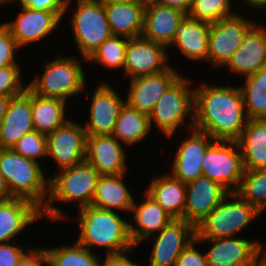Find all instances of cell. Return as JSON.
I'll return each instance as SVG.
<instances>
[{
	"label": "cell",
	"instance_id": "cell-1",
	"mask_svg": "<svg viewBox=\"0 0 266 266\" xmlns=\"http://www.w3.org/2000/svg\"><path fill=\"white\" fill-rule=\"evenodd\" d=\"M240 87L203 84L195 90L194 115L189 129L209 134L214 140L237 141L248 117Z\"/></svg>",
	"mask_w": 266,
	"mask_h": 266
},
{
	"label": "cell",
	"instance_id": "cell-2",
	"mask_svg": "<svg viewBox=\"0 0 266 266\" xmlns=\"http://www.w3.org/2000/svg\"><path fill=\"white\" fill-rule=\"evenodd\" d=\"M80 235L77 243L87 249L91 246L108 249L107 254L120 253L134 248L129 235V222L113 210L94 206L79 209Z\"/></svg>",
	"mask_w": 266,
	"mask_h": 266
},
{
	"label": "cell",
	"instance_id": "cell-3",
	"mask_svg": "<svg viewBox=\"0 0 266 266\" xmlns=\"http://www.w3.org/2000/svg\"><path fill=\"white\" fill-rule=\"evenodd\" d=\"M98 171L86 160L70 168L60 170L59 175L49 179V196L46 205L41 210L53 220L64 219L66 216L57 207L51 205L53 201H78V209L90 206L94 197Z\"/></svg>",
	"mask_w": 266,
	"mask_h": 266
},
{
	"label": "cell",
	"instance_id": "cell-4",
	"mask_svg": "<svg viewBox=\"0 0 266 266\" xmlns=\"http://www.w3.org/2000/svg\"><path fill=\"white\" fill-rule=\"evenodd\" d=\"M0 172L13 197L32 201L41 210L44 208L50 178H45L39 162L21 156L12 148H0Z\"/></svg>",
	"mask_w": 266,
	"mask_h": 266
},
{
	"label": "cell",
	"instance_id": "cell-5",
	"mask_svg": "<svg viewBox=\"0 0 266 266\" xmlns=\"http://www.w3.org/2000/svg\"><path fill=\"white\" fill-rule=\"evenodd\" d=\"M236 200L228 201L229 198ZM227 200V201H226ZM261 212L237 193L227 196L195 227L196 239L231 238L242 231Z\"/></svg>",
	"mask_w": 266,
	"mask_h": 266
},
{
	"label": "cell",
	"instance_id": "cell-6",
	"mask_svg": "<svg viewBox=\"0 0 266 266\" xmlns=\"http://www.w3.org/2000/svg\"><path fill=\"white\" fill-rule=\"evenodd\" d=\"M81 63L70 57H57L45 64L43 76L36 77L27 87L36 95L66 101L83 92L86 81Z\"/></svg>",
	"mask_w": 266,
	"mask_h": 266
},
{
	"label": "cell",
	"instance_id": "cell-7",
	"mask_svg": "<svg viewBox=\"0 0 266 266\" xmlns=\"http://www.w3.org/2000/svg\"><path fill=\"white\" fill-rule=\"evenodd\" d=\"M202 173L229 193H236L245 173L238 142L216 140L203 157Z\"/></svg>",
	"mask_w": 266,
	"mask_h": 266
},
{
	"label": "cell",
	"instance_id": "cell-8",
	"mask_svg": "<svg viewBox=\"0 0 266 266\" xmlns=\"http://www.w3.org/2000/svg\"><path fill=\"white\" fill-rule=\"evenodd\" d=\"M190 83V79L181 75L164 92L149 114L151 127L154 121L166 136H173L189 113L194 111L195 89L188 87Z\"/></svg>",
	"mask_w": 266,
	"mask_h": 266
},
{
	"label": "cell",
	"instance_id": "cell-9",
	"mask_svg": "<svg viewBox=\"0 0 266 266\" xmlns=\"http://www.w3.org/2000/svg\"><path fill=\"white\" fill-rule=\"evenodd\" d=\"M76 12L71 20L74 38L83 59L112 36L104 5L97 0H77Z\"/></svg>",
	"mask_w": 266,
	"mask_h": 266
},
{
	"label": "cell",
	"instance_id": "cell-10",
	"mask_svg": "<svg viewBox=\"0 0 266 266\" xmlns=\"http://www.w3.org/2000/svg\"><path fill=\"white\" fill-rule=\"evenodd\" d=\"M254 23L237 13L231 17L211 23L208 56L214 66H227L233 53L242 43L246 30Z\"/></svg>",
	"mask_w": 266,
	"mask_h": 266
},
{
	"label": "cell",
	"instance_id": "cell-11",
	"mask_svg": "<svg viewBox=\"0 0 266 266\" xmlns=\"http://www.w3.org/2000/svg\"><path fill=\"white\" fill-rule=\"evenodd\" d=\"M47 155L59 163L60 170L86 160L87 134L82 125L70 119L46 135Z\"/></svg>",
	"mask_w": 266,
	"mask_h": 266
},
{
	"label": "cell",
	"instance_id": "cell-12",
	"mask_svg": "<svg viewBox=\"0 0 266 266\" xmlns=\"http://www.w3.org/2000/svg\"><path fill=\"white\" fill-rule=\"evenodd\" d=\"M167 47L147 40L142 36L130 38L126 47L123 70L126 76L135 78L160 73L167 70Z\"/></svg>",
	"mask_w": 266,
	"mask_h": 266
},
{
	"label": "cell",
	"instance_id": "cell-13",
	"mask_svg": "<svg viewBox=\"0 0 266 266\" xmlns=\"http://www.w3.org/2000/svg\"><path fill=\"white\" fill-rule=\"evenodd\" d=\"M195 227L183 219H173L158 233L150 254V266H175L180 253L195 239Z\"/></svg>",
	"mask_w": 266,
	"mask_h": 266
},
{
	"label": "cell",
	"instance_id": "cell-14",
	"mask_svg": "<svg viewBox=\"0 0 266 266\" xmlns=\"http://www.w3.org/2000/svg\"><path fill=\"white\" fill-rule=\"evenodd\" d=\"M91 100L89 121L83 126L87 136L112 135L125 101L106 83L98 85Z\"/></svg>",
	"mask_w": 266,
	"mask_h": 266
},
{
	"label": "cell",
	"instance_id": "cell-15",
	"mask_svg": "<svg viewBox=\"0 0 266 266\" xmlns=\"http://www.w3.org/2000/svg\"><path fill=\"white\" fill-rule=\"evenodd\" d=\"M211 242L206 252L208 266H251L262 254V244L240 238L196 239Z\"/></svg>",
	"mask_w": 266,
	"mask_h": 266
},
{
	"label": "cell",
	"instance_id": "cell-16",
	"mask_svg": "<svg viewBox=\"0 0 266 266\" xmlns=\"http://www.w3.org/2000/svg\"><path fill=\"white\" fill-rule=\"evenodd\" d=\"M229 192L208 177H198L186 184L184 220L196 227Z\"/></svg>",
	"mask_w": 266,
	"mask_h": 266
},
{
	"label": "cell",
	"instance_id": "cell-17",
	"mask_svg": "<svg viewBox=\"0 0 266 266\" xmlns=\"http://www.w3.org/2000/svg\"><path fill=\"white\" fill-rule=\"evenodd\" d=\"M21 7L22 11L15 21L3 23L10 30L19 48L45 38L61 21L55 12Z\"/></svg>",
	"mask_w": 266,
	"mask_h": 266
},
{
	"label": "cell",
	"instance_id": "cell-18",
	"mask_svg": "<svg viewBox=\"0 0 266 266\" xmlns=\"http://www.w3.org/2000/svg\"><path fill=\"white\" fill-rule=\"evenodd\" d=\"M179 77L180 74L170 66L157 74L132 78L126 103L149 115L159 98Z\"/></svg>",
	"mask_w": 266,
	"mask_h": 266
},
{
	"label": "cell",
	"instance_id": "cell-19",
	"mask_svg": "<svg viewBox=\"0 0 266 266\" xmlns=\"http://www.w3.org/2000/svg\"><path fill=\"white\" fill-rule=\"evenodd\" d=\"M256 24L246 30L241 45L227 63L233 73L244 77L266 67V29Z\"/></svg>",
	"mask_w": 266,
	"mask_h": 266
},
{
	"label": "cell",
	"instance_id": "cell-20",
	"mask_svg": "<svg viewBox=\"0 0 266 266\" xmlns=\"http://www.w3.org/2000/svg\"><path fill=\"white\" fill-rule=\"evenodd\" d=\"M193 130L194 132L191 137L186 140L184 139L179 149H177L178 151L172 165V176L185 184L203 176V157L207 149L216 141L207 133L196 129Z\"/></svg>",
	"mask_w": 266,
	"mask_h": 266
},
{
	"label": "cell",
	"instance_id": "cell-21",
	"mask_svg": "<svg viewBox=\"0 0 266 266\" xmlns=\"http://www.w3.org/2000/svg\"><path fill=\"white\" fill-rule=\"evenodd\" d=\"M125 151L113 135L87 136L86 161L100 175L125 174Z\"/></svg>",
	"mask_w": 266,
	"mask_h": 266
},
{
	"label": "cell",
	"instance_id": "cell-22",
	"mask_svg": "<svg viewBox=\"0 0 266 266\" xmlns=\"http://www.w3.org/2000/svg\"><path fill=\"white\" fill-rule=\"evenodd\" d=\"M33 130L31 90L27 87L8 103L0 125V148H12L23 135Z\"/></svg>",
	"mask_w": 266,
	"mask_h": 266
},
{
	"label": "cell",
	"instance_id": "cell-23",
	"mask_svg": "<svg viewBox=\"0 0 266 266\" xmlns=\"http://www.w3.org/2000/svg\"><path fill=\"white\" fill-rule=\"evenodd\" d=\"M187 14L180 9L150 3L145 6L142 37L166 47L172 46L176 28Z\"/></svg>",
	"mask_w": 266,
	"mask_h": 266
},
{
	"label": "cell",
	"instance_id": "cell-24",
	"mask_svg": "<svg viewBox=\"0 0 266 266\" xmlns=\"http://www.w3.org/2000/svg\"><path fill=\"white\" fill-rule=\"evenodd\" d=\"M40 217L41 209L32 201L12 197L0 202V244L9 243L16 234Z\"/></svg>",
	"mask_w": 266,
	"mask_h": 266
},
{
	"label": "cell",
	"instance_id": "cell-25",
	"mask_svg": "<svg viewBox=\"0 0 266 266\" xmlns=\"http://www.w3.org/2000/svg\"><path fill=\"white\" fill-rule=\"evenodd\" d=\"M145 195V201L139 206L134 201L131 208V212L135 213V223L140 227L129 223V235L134 247L146 238H152L156 231L160 233L173 220L151 196Z\"/></svg>",
	"mask_w": 266,
	"mask_h": 266
},
{
	"label": "cell",
	"instance_id": "cell-26",
	"mask_svg": "<svg viewBox=\"0 0 266 266\" xmlns=\"http://www.w3.org/2000/svg\"><path fill=\"white\" fill-rule=\"evenodd\" d=\"M145 6L136 0L104 5L111 34L129 39L140 37L144 27Z\"/></svg>",
	"mask_w": 266,
	"mask_h": 266
},
{
	"label": "cell",
	"instance_id": "cell-27",
	"mask_svg": "<svg viewBox=\"0 0 266 266\" xmlns=\"http://www.w3.org/2000/svg\"><path fill=\"white\" fill-rule=\"evenodd\" d=\"M210 28V23L186 16L176 28L172 45H176L190 60H206Z\"/></svg>",
	"mask_w": 266,
	"mask_h": 266
},
{
	"label": "cell",
	"instance_id": "cell-28",
	"mask_svg": "<svg viewBox=\"0 0 266 266\" xmlns=\"http://www.w3.org/2000/svg\"><path fill=\"white\" fill-rule=\"evenodd\" d=\"M173 219H183L186 205V184L171 174L152 180L145 191Z\"/></svg>",
	"mask_w": 266,
	"mask_h": 266
},
{
	"label": "cell",
	"instance_id": "cell-29",
	"mask_svg": "<svg viewBox=\"0 0 266 266\" xmlns=\"http://www.w3.org/2000/svg\"><path fill=\"white\" fill-rule=\"evenodd\" d=\"M237 142L245 170L266 168V119H248Z\"/></svg>",
	"mask_w": 266,
	"mask_h": 266
},
{
	"label": "cell",
	"instance_id": "cell-30",
	"mask_svg": "<svg viewBox=\"0 0 266 266\" xmlns=\"http://www.w3.org/2000/svg\"><path fill=\"white\" fill-rule=\"evenodd\" d=\"M124 175H100L91 206L104 210L119 209L131 212L134 199L122 181Z\"/></svg>",
	"mask_w": 266,
	"mask_h": 266
},
{
	"label": "cell",
	"instance_id": "cell-31",
	"mask_svg": "<svg viewBox=\"0 0 266 266\" xmlns=\"http://www.w3.org/2000/svg\"><path fill=\"white\" fill-rule=\"evenodd\" d=\"M65 108L66 101L40 97L31 91L32 122L37 132L48 135L63 126L68 121Z\"/></svg>",
	"mask_w": 266,
	"mask_h": 266
},
{
	"label": "cell",
	"instance_id": "cell-32",
	"mask_svg": "<svg viewBox=\"0 0 266 266\" xmlns=\"http://www.w3.org/2000/svg\"><path fill=\"white\" fill-rule=\"evenodd\" d=\"M151 130L149 115L125 102L117 118L113 136L128 146L143 140Z\"/></svg>",
	"mask_w": 266,
	"mask_h": 266
},
{
	"label": "cell",
	"instance_id": "cell-33",
	"mask_svg": "<svg viewBox=\"0 0 266 266\" xmlns=\"http://www.w3.org/2000/svg\"><path fill=\"white\" fill-rule=\"evenodd\" d=\"M245 78L240 90L248 119H266V67Z\"/></svg>",
	"mask_w": 266,
	"mask_h": 266
},
{
	"label": "cell",
	"instance_id": "cell-34",
	"mask_svg": "<svg viewBox=\"0 0 266 266\" xmlns=\"http://www.w3.org/2000/svg\"><path fill=\"white\" fill-rule=\"evenodd\" d=\"M236 193L262 213L266 208V168L245 170Z\"/></svg>",
	"mask_w": 266,
	"mask_h": 266
},
{
	"label": "cell",
	"instance_id": "cell-35",
	"mask_svg": "<svg viewBox=\"0 0 266 266\" xmlns=\"http://www.w3.org/2000/svg\"><path fill=\"white\" fill-rule=\"evenodd\" d=\"M45 250L50 260L49 266H99L100 258L77 242L74 246Z\"/></svg>",
	"mask_w": 266,
	"mask_h": 266
},
{
	"label": "cell",
	"instance_id": "cell-36",
	"mask_svg": "<svg viewBox=\"0 0 266 266\" xmlns=\"http://www.w3.org/2000/svg\"><path fill=\"white\" fill-rule=\"evenodd\" d=\"M128 40L129 38L126 37L122 40L120 36L112 35L87 60L107 68H123Z\"/></svg>",
	"mask_w": 266,
	"mask_h": 266
},
{
	"label": "cell",
	"instance_id": "cell-37",
	"mask_svg": "<svg viewBox=\"0 0 266 266\" xmlns=\"http://www.w3.org/2000/svg\"><path fill=\"white\" fill-rule=\"evenodd\" d=\"M230 3L231 0H192L187 16L210 24L215 23L236 14L231 11Z\"/></svg>",
	"mask_w": 266,
	"mask_h": 266
},
{
	"label": "cell",
	"instance_id": "cell-38",
	"mask_svg": "<svg viewBox=\"0 0 266 266\" xmlns=\"http://www.w3.org/2000/svg\"><path fill=\"white\" fill-rule=\"evenodd\" d=\"M12 149L21 156L38 162V158L47 156L46 135L33 130L23 135Z\"/></svg>",
	"mask_w": 266,
	"mask_h": 266
},
{
	"label": "cell",
	"instance_id": "cell-39",
	"mask_svg": "<svg viewBox=\"0 0 266 266\" xmlns=\"http://www.w3.org/2000/svg\"><path fill=\"white\" fill-rule=\"evenodd\" d=\"M23 85L18 65L0 67V96H18L27 88V86Z\"/></svg>",
	"mask_w": 266,
	"mask_h": 266
},
{
	"label": "cell",
	"instance_id": "cell-40",
	"mask_svg": "<svg viewBox=\"0 0 266 266\" xmlns=\"http://www.w3.org/2000/svg\"><path fill=\"white\" fill-rule=\"evenodd\" d=\"M17 49L19 47L10 30L4 24H0V67L17 65L14 56Z\"/></svg>",
	"mask_w": 266,
	"mask_h": 266
},
{
	"label": "cell",
	"instance_id": "cell-41",
	"mask_svg": "<svg viewBox=\"0 0 266 266\" xmlns=\"http://www.w3.org/2000/svg\"><path fill=\"white\" fill-rule=\"evenodd\" d=\"M15 0H9V2ZM21 6L41 11L55 12L61 19L69 8L70 0H19Z\"/></svg>",
	"mask_w": 266,
	"mask_h": 266
},
{
	"label": "cell",
	"instance_id": "cell-42",
	"mask_svg": "<svg viewBox=\"0 0 266 266\" xmlns=\"http://www.w3.org/2000/svg\"><path fill=\"white\" fill-rule=\"evenodd\" d=\"M199 242L193 239L188 246L180 253L175 266H208L206 255L195 249Z\"/></svg>",
	"mask_w": 266,
	"mask_h": 266
},
{
	"label": "cell",
	"instance_id": "cell-43",
	"mask_svg": "<svg viewBox=\"0 0 266 266\" xmlns=\"http://www.w3.org/2000/svg\"><path fill=\"white\" fill-rule=\"evenodd\" d=\"M24 254L22 247L9 243L0 244V266H17Z\"/></svg>",
	"mask_w": 266,
	"mask_h": 266
},
{
	"label": "cell",
	"instance_id": "cell-44",
	"mask_svg": "<svg viewBox=\"0 0 266 266\" xmlns=\"http://www.w3.org/2000/svg\"><path fill=\"white\" fill-rule=\"evenodd\" d=\"M28 253V254H27ZM45 263L50 265V260L45 248L41 249H28L23 257L19 260L17 266H43L41 264Z\"/></svg>",
	"mask_w": 266,
	"mask_h": 266
},
{
	"label": "cell",
	"instance_id": "cell-45",
	"mask_svg": "<svg viewBox=\"0 0 266 266\" xmlns=\"http://www.w3.org/2000/svg\"><path fill=\"white\" fill-rule=\"evenodd\" d=\"M128 252H130V250L107 254L104 263L100 258L99 266H139L137 263L130 261L129 257L126 256Z\"/></svg>",
	"mask_w": 266,
	"mask_h": 266
},
{
	"label": "cell",
	"instance_id": "cell-46",
	"mask_svg": "<svg viewBox=\"0 0 266 266\" xmlns=\"http://www.w3.org/2000/svg\"><path fill=\"white\" fill-rule=\"evenodd\" d=\"M156 4L162 5V6H169L172 8H177L188 13L192 0H155Z\"/></svg>",
	"mask_w": 266,
	"mask_h": 266
},
{
	"label": "cell",
	"instance_id": "cell-47",
	"mask_svg": "<svg viewBox=\"0 0 266 266\" xmlns=\"http://www.w3.org/2000/svg\"><path fill=\"white\" fill-rule=\"evenodd\" d=\"M13 196L11 195L6 180L3 178L0 172V202L11 199Z\"/></svg>",
	"mask_w": 266,
	"mask_h": 266
},
{
	"label": "cell",
	"instance_id": "cell-48",
	"mask_svg": "<svg viewBox=\"0 0 266 266\" xmlns=\"http://www.w3.org/2000/svg\"><path fill=\"white\" fill-rule=\"evenodd\" d=\"M12 97L0 96V125L2 123L3 117L6 113L8 103Z\"/></svg>",
	"mask_w": 266,
	"mask_h": 266
},
{
	"label": "cell",
	"instance_id": "cell-49",
	"mask_svg": "<svg viewBox=\"0 0 266 266\" xmlns=\"http://www.w3.org/2000/svg\"><path fill=\"white\" fill-rule=\"evenodd\" d=\"M245 1L248 5L253 6L254 9L255 7L260 9L266 7V0H243Z\"/></svg>",
	"mask_w": 266,
	"mask_h": 266
},
{
	"label": "cell",
	"instance_id": "cell-50",
	"mask_svg": "<svg viewBox=\"0 0 266 266\" xmlns=\"http://www.w3.org/2000/svg\"><path fill=\"white\" fill-rule=\"evenodd\" d=\"M103 5H111V4H117V3H128L134 0H97Z\"/></svg>",
	"mask_w": 266,
	"mask_h": 266
},
{
	"label": "cell",
	"instance_id": "cell-51",
	"mask_svg": "<svg viewBox=\"0 0 266 266\" xmlns=\"http://www.w3.org/2000/svg\"><path fill=\"white\" fill-rule=\"evenodd\" d=\"M251 266H266V253L261 255Z\"/></svg>",
	"mask_w": 266,
	"mask_h": 266
},
{
	"label": "cell",
	"instance_id": "cell-52",
	"mask_svg": "<svg viewBox=\"0 0 266 266\" xmlns=\"http://www.w3.org/2000/svg\"><path fill=\"white\" fill-rule=\"evenodd\" d=\"M140 3H143L144 5L150 4V3H154L155 0H136Z\"/></svg>",
	"mask_w": 266,
	"mask_h": 266
},
{
	"label": "cell",
	"instance_id": "cell-53",
	"mask_svg": "<svg viewBox=\"0 0 266 266\" xmlns=\"http://www.w3.org/2000/svg\"><path fill=\"white\" fill-rule=\"evenodd\" d=\"M7 2V0H0V4H5Z\"/></svg>",
	"mask_w": 266,
	"mask_h": 266
}]
</instances>
